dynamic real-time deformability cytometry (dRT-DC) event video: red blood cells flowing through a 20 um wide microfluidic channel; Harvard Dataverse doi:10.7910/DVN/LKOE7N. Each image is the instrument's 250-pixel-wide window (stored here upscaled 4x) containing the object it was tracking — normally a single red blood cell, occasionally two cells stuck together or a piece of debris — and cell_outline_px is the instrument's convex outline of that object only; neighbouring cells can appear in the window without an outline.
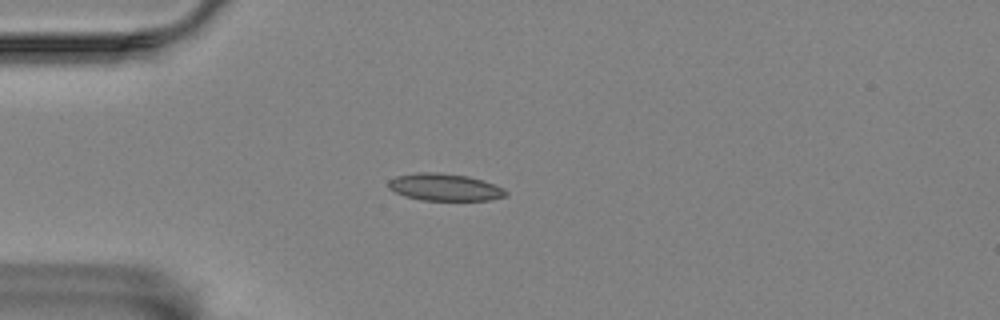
{"species": "Egyptian fruit bat (a non-hibernating species)", "species_latin": "Rousettus aegyptiacus", "temperature_condition": "room temperature", "stored_images_in_passage": 43, "camera_frame_rate_fps": 3000, "um_per_image_px": 0.085, "animal": {"sex": "female"}, "frame": {"image": 1, "passage_image": 1, "time_ms": 0.0, "image_size_px": [1000, 320], "cell_outline_px": [[508, 196], [488, 200], [420, 200], [404, 196], [388, 188], [388, 180], [396, 176], [416, 172], [436, 172], [468, 176], [504, 188], [508, 192]], "centroid_in_image_um": [37.77, 15.91], "position_along_channel_um": 47.2, "area_um2": 18.61}}
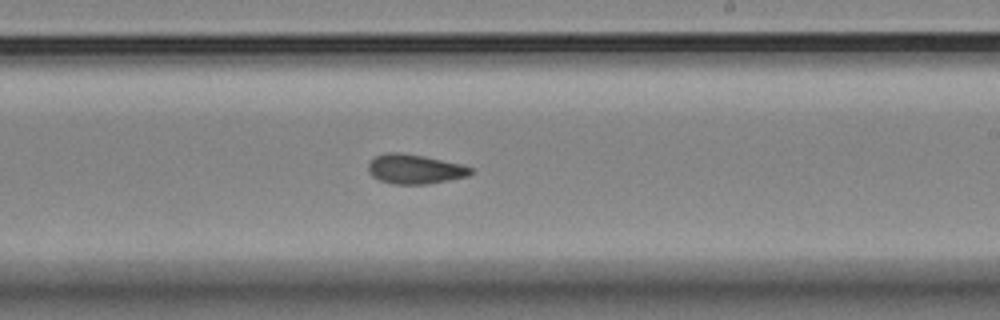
{"frame": {"image": 2, "passage_image": 20, "time_ms": 6.333, "image_size_px": [1000, 320], "cell_outline_px": [[472, 172], [468, 176], [428, 184], [392, 184], [380, 180], [372, 176], [368, 172], [368, 164], [376, 156], [384, 152], [400, 152], [424, 156], [464, 164], [472, 168]], "centroid_in_image_um": [35.26, 14.36], "position_along_channel_um": 253.7, "area_um2": 17.74}}
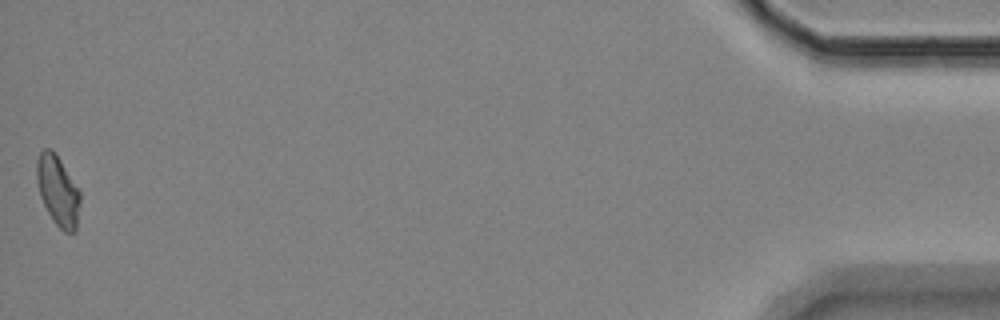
{"frame": {"image": 3, "passage_image": 43, "time_ms": 14.0, "image_size_px": [1000, 320], "cell_outline_px": [[80, 204], [76, 228], [72, 232], [64, 232], [52, 220], [40, 196], [36, 180], [36, 160], [40, 152], [44, 148], [52, 148], [60, 160], [80, 192]], "centroid_in_image_um": [4.9, 16.19], "position_along_channel_um": 430.3, "area_um2": 17.63}, "authors_computed_cell_mechanics": {"area_um2": 17.4556, "velocity_mm_per_s": 3.4891, "shape_relaxation_time_tau1_ms": 6.7292, "shape_relaxation_time_tau2_ms": 2.7351, "deformation_change_tau1": 0.1539, "deformation_change_tau2": 0.0817}}